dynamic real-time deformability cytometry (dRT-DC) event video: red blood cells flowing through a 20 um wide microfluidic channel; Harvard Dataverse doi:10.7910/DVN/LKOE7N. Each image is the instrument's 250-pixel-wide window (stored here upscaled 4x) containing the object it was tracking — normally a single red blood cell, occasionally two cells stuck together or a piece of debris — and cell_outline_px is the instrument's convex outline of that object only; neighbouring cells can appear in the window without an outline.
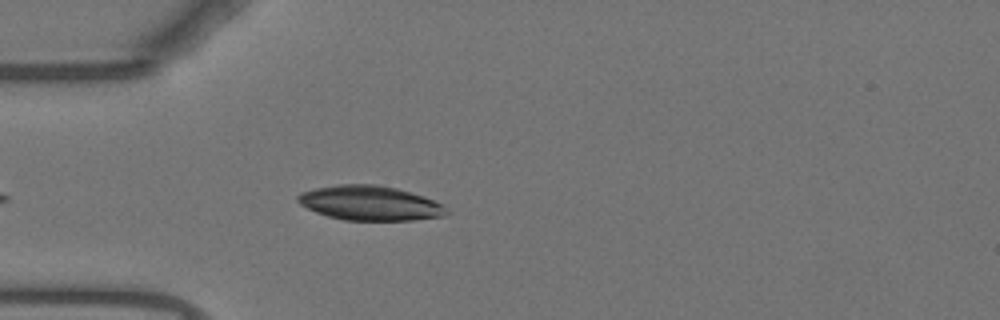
{"species": "Egyptian fruit bat (a non-hibernating species)", "species_latin": "Rousettus aegyptiacus", "temperature_condition": "warm", "stored_images_in_passage": 31, "camera_frame_rate_fps": 3000, "um_per_image_px": 0.085, "animal": {"sex": "female"}, "frame": {"image": 1, "passage_image": 5, "time_ms": 1.333, "image_size_px": [1000, 320], "cell_outline_px": [[452, 212], [444, 216], [416, 220], [344, 220], [328, 216], [316, 212], [300, 204], [296, 200], [296, 196], [300, 192], [316, 188], [340, 184], [376, 184], [396, 188], [412, 192], [424, 196], [444, 204]], "centroid_in_image_um": [31.5, 17.26], "position_along_channel_um": 53.5, "area_um2": 30.29}}